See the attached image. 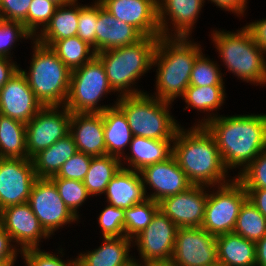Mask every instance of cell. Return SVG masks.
<instances>
[{
  "instance_id": "cell-1",
  "label": "cell",
  "mask_w": 266,
  "mask_h": 266,
  "mask_svg": "<svg viewBox=\"0 0 266 266\" xmlns=\"http://www.w3.org/2000/svg\"><path fill=\"white\" fill-rule=\"evenodd\" d=\"M212 114L197 125H204L212 134L225 167L230 170L242 166L241 172L266 149V114Z\"/></svg>"
},
{
  "instance_id": "cell-2",
  "label": "cell",
  "mask_w": 266,
  "mask_h": 266,
  "mask_svg": "<svg viewBox=\"0 0 266 266\" xmlns=\"http://www.w3.org/2000/svg\"><path fill=\"white\" fill-rule=\"evenodd\" d=\"M172 144L173 156L193 185L213 187L232 181L226 179L228 169L214 137L204 125L192 126L187 131L180 126Z\"/></svg>"
},
{
  "instance_id": "cell-3",
  "label": "cell",
  "mask_w": 266,
  "mask_h": 266,
  "mask_svg": "<svg viewBox=\"0 0 266 266\" xmlns=\"http://www.w3.org/2000/svg\"><path fill=\"white\" fill-rule=\"evenodd\" d=\"M188 37L160 36L154 53L153 66H157L156 98L172 103L183 97L190 85L192 68L202 53L200 44ZM189 40V41H188Z\"/></svg>"
},
{
  "instance_id": "cell-4",
  "label": "cell",
  "mask_w": 266,
  "mask_h": 266,
  "mask_svg": "<svg viewBox=\"0 0 266 266\" xmlns=\"http://www.w3.org/2000/svg\"><path fill=\"white\" fill-rule=\"evenodd\" d=\"M158 40L159 37L143 36L136 43L96 53L103 63L111 88L120 93L118 96L145 93L131 87L152 68Z\"/></svg>"
},
{
  "instance_id": "cell-5",
  "label": "cell",
  "mask_w": 266,
  "mask_h": 266,
  "mask_svg": "<svg viewBox=\"0 0 266 266\" xmlns=\"http://www.w3.org/2000/svg\"><path fill=\"white\" fill-rule=\"evenodd\" d=\"M33 58L30 70L19 69L43 106H64L69 91V68L49 47L33 39ZM63 104V105H62Z\"/></svg>"
},
{
  "instance_id": "cell-6",
  "label": "cell",
  "mask_w": 266,
  "mask_h": 266,
  "mask_svg": "<svg viewBox=\"0 0 266 266\" xmlns=\"http://www.w3.org/2000/svg\"><path fill=\"white\" fill-rule=\"evenodd\" d=\"M116 105L126 115L133 136L157 140H174L180 128L169 113L172 103L161 101L148 93L118 96Z\"/></svg>"
},
{
  "instance_id": "cell-7",
  "label": "cell",
  "mask_w": 266,
  "mask_h": 266,
  "mask_svg": "<svg viewBox=\"0 0 266 266\" xmlns=\"http://www.w3.org/2000/svg\"><path fill=\"white\" fill-rule=\"evenodd\" d=\"M212 39L228 71L243 81L266 84V54L246 26L241 31H213Z\"/></svg>"
},
{
  "instance_id": "cell-8",
  "label": "cell",
  "mask_w": 266,
  "mask_h": 266,
  "mask_svg": "<svg viewBox=\"0 0 266 266\" xmlns=\"http://www.w3.org/2000/svg\"><path fill=\"white\" fill-rule=\"evenodd\" d=\"M110 92H113V89L103 63L95 56L82 67L71 71L69 91L64 106L72 113H103L112 106H99L98 102Z\"/></svg>"
},
{
  "instance_id": "cell-9",
  "label": "cell",
  "mask_w": 266,
  "mask_h": 266,
  "mask_svg": "<svg viewBox=\"0 0 266 266\" xmlns=\"http://www.w3.org/2000/svg\"><path fill=\"white\" fill-rule=\"evenodd\" d=\"M217 188L215 193H208L201 225L214 236L233 233L241 206L248 199L244 186L235 177Z\"/></svg>"
},
{
  "instance_id": "cell-10",
  "label": "cell",
  "mask_w": 266,
  "mask_h": 266,
  "mask_svg": "<svg viewBox=\"0 0 266 266\" xmlns=\"http://www.w3.org/2000/svg\"><path fill=\"white\" fill-rule=\"evenodd\" d=\"M71 115L72 112L65 106H43L26 123L27 157L32 159L37 153L69 134Z\"/></svg>"
},
{
  "instance_id": "cell-11",
  "label": "cell",
  "mask_w": 266,
  "mask_h": 266,
  "mask_svg": "<svg viewBox=\"0 0 266 266\" xmlns=\"http://www.w3.org/2000/svg\"><path fill=\"white\" fill-rule=\"evenodd\" d=\"M27 203L50 237L60 226L78 220L65 205L50 178H37L34 181Z\"/></svg>"
},
{
  "instance_id": "cell-12",
  "label": "cell",
  "mask_w": 266,
  "mask_h": 266,
  "mask_svg": "<svg viewBox=\"0 0 266 266\" xmlns=\"http://www.w3.org/2000/svg\"><path fill=\"white\" fill-rule=\"evenodd\" d=\"M171 262L174 266H219L216 236L201 227L178 228Z\"/></svg>"
},
{
  "instance_id": "cell-13",
  "label": "cell",
  "mask_w": 266,
  "mask_h": 266,
  "mask_svg": "<svg viewBox=\"0 0 266 266\" xmlns=\"http://www.w3.org/2000/svg\"><path fill=\"white\" fill-rule=\"evenodd\" d=\"M36 179L32 159L0 158V210L27 203Z\"/></svg>"
},
{
  "instance_id": "cell-14",
  "label": "cell",
  "mask_w": 266,
  "mask_h": 266,
  "mask_svg": "<svg viewBox=\"0 0 266 266\" xmlns=\"http://www.w3.org/2000/svg\"><path fill=\"white\" fill-rule=\"evenodd\" d=\"M178 227L161 210L151 223L133 238L143 261H171Z\"/></svg>"
},
{
  "instance_id": "cell-15",
  "label": "cell",
  "mask_w": 266,
  "mask_h": 266,
  "mask_svg": "<svg viewBox=\"0 0 266 266\" xmlns=\"http://www.w3.org/2000/svg\"><path fill=\"white\" fill-rule=\"evenodd\" d=\"M207 186L192 185L188 190L162 199L161 210L178 228L201 227L208 198Z\"/></svg>"
},
{
  "instance_id": "cell-16",
  "label": "cell",
  "mask_w": 266,
  "mask_h": 266,
  "mask_svg": "<svg viewBox=\"0 0 266 266\" xmlns=\"http://www.w3.org/2000/svg\"><path fill=\"white\" fill-rule=\"evenodd\" d=\"M139 173L145 194L147 193L146 185L155 191L146 197L158 203L164 198L185 192L193 185L173 155L163 162L143 168Z\"/></svg>"
},
{
  "instance_id": "cell-17",
  "label": "cell",
  "mask_w": 266,
  "mask_h": 266,
  "mask_svg": "<svg viewBox=\"0 0 266 266\" xmlns=\"http://www.w3.org/2000/svg\"><path fill=\"white\" fill-rule=\"evenodd\" d=\"M0 225L20 246V252L38 248L40 239L49 238L28 203L12 205L0 210Z\"/></svg>"
},
{
  "instance_id": "cell-18",
  "label": "cell",
  "mask_w": 266,
  "mask_h": 266,
  "mask_svg": "<svg viewBox=\"0 0 266 266\" xmlns=\"http://www.w3.org/2000/svg\"><path fill=\"white\" fill-rule=\"evenodd\" d=\"M118 20L131 24L143 36L160 37L157 0H98Z\"/></svg>"
},
{
  "instance_id": "cell-19",
  "label": "cell",
  "mask_w": 266,
  "mask_h": 266,
  "mask_svg": "<svg viewBox=\"0 0 266 266\" xmlns=\"http://www.w3.org/2000/svg\"><path fill=\"white\" fill-rule=\"evenodd\" d=\"M43 107L20 70L0 89V114L28 123Z\"/></svg>"
},
{
  "instance_id": "cell-20",
  "label": "cell",
  "mask_w": 266,
  "mask_h": 266,
  "mask_svg": "<svg viewBox=\"0 0 266 266\" xmlns=\"http://www.w3.org/2000/svg\"><path fill=\"white\" fill-rule=\"evenodd\" d=\"M204 2L205 0H157L161 36L188 38ZM166 15L169 16L174 30L169 29ZM169 30L175 31L174 34Z\"/></svg>"
},
{
  "instance_id": "cell-21",
  "label": "cell",
  "mask_w": 266,
  "mask_h": 266,
  "mask_svg": "<svg viewBox=\"0 0 266 266\" xmlns=\"http://www.w3.org/2000/svg\"><path fill=\"white\" fill-rule=\"evenodd\" d=\"M69 134L78 152L93 157L106 155L102 113H72Z\"/></svg>"
},
{
  "instance_id": "cell-22",
  "label": "cell",
  "mask_w": 266,
  "mask_h": 266,
  "mask_svg": "<svg viewBox=\"0 0 266 266\" xmlns=\"http://www.w3.org/2000/svg\"><path fill=\"white\" fill-rule=\"evenodd\" d=\"M142 37L135 27L115 18L98 1L96 53L136 43Z\"/></svg>"
},
{
  "instance_id": "cell-23",
  "label": "cell",
  "mask_w": 266,
  "mask_h": 266,
  "mask_svg": "<svg viewBox=\"0 0 266 266\" xmlns=\"http://www.w3.org/2000/svg\"><path fill=\"white\" fill-rule=\"evenodd\" d=\"M109 205L127 209L147 199L139 172L121 167L104 192Z\"/></svg>"
},
{
  "instance_id": "cell-24",
  "label": "cell",
  "mask_w": 266,
  "mask_h": 266,
  "mask_svg": "<svg viewBox=\"0 0 266 266\" xmlns=\"http://www.w3.org/2000/svg\"><path fill=\"white\" fill-rule=\"evenodd\" d=\"M98 248L78 255L80 266H130L134 258L129 256L133 239L121 237H104Z\"/></svg>"
},
{
  "instance_id": "cell-25",
  "label": "cell",
  "mask_w": 266,
  "mask_h": 266,
  "mask_svg": "<svg viewBox=\"0 0 266 266\" xmlns=\"http://www.w3.org/2000/svg\"><path fill=\"white\" fill-rule=\"evenodd\" d=\"M173 141L133 136L129 144L132 153L124 157L129 163L126 169L139 172L149 165L167 160L173 155V146H171Z\"/></svg>"
},
{
  "instance_id": "cell-26",
  "label": "cell",
  "mask_w": 266,
  "mask_h": 266,
  "mask_svg": "<svg viewBox=\"0 0 266 266\" xmlns=\"http://www.w3.org/2000/svg\"><path fill=\"white\" fill-rule=\"evenodd\" d=\"M77 2V0H72L65 5L58 6L48 24L38 32L39 34L34 39L40 44L50 47L56 40L77 36L79 23Z\"/></svg>"
},
{
  "instance_id": "cell-27",
  "label": "cell",
  "mask_w": 266,
  "mask_h": 266,
  "mask_svg": "<svg viewBox=\"0 0 266 266\" xmlns=\"http://www.w3.org/2000/svg\"><path fill=\"white\" fill-rule=\"evenodd\" d=\"M219 266H256L255 242L235 233L216 236Z\"/></svg>"
},
{
  "instance_id": "cell-28",
  "label": "cell",
  "mask_w": 266,
  "mask_h": 266,
  "mask_svg": "<svg viewBox=\"0 0 266 266\" xmlns=\"http://www.w3.org/2000/svg\"><path fill=\"white\" fill-rule=\"evenodd\" d=\"M102 117L106 155L123 159L124 149L133 137L126 115L115 103L102 113Z\"/></svg>"
},
{
  "instance_id": "cell-29",
  "label": "cell",
  "mask_w": 266,
  "mask_h": 266,
  "mask_svg": "<svg viewBox=\"0 0 266 266\" xmlns=\"http://www.w3.org/2000/svg\"><path fill=\"white\" fill-rule=\"evenodd\" d=\"M77 152L73 137L67 134L32 158L36 177L51 178L56 176L62 165Z\"/></svg>"
},
{
  "instance_id": "cell-30",
  "label": "cell",
  "mask_w": 266,
  "mask_h": 266,
  "mask_svg": "<svg viewBox=\"0 0 266 266\" xmlns=\"http://www.w3.org/2000/svg\"><path fill=\"white\" fill-rule=\"evenodd\" d=\"M0 158L26 159V123L0 114Z\"/></svg>"
},
{
  "instance_id": "cell-31",
  "label": "cell",
  "mask_w": 266,
  "mask_h": 266,
  "mask_svg": "<svg viewBox=\"0 0 266 266\" xmlns=\"http://www.w3.org/2000/svg\"><path fill=\"white\" fill-rule=\"evenodd\" d=\"M121 162L120 158L111 155L92 157L89 170L83 180L90 196L104 194L110 180L123 167Z\"/></svg>"
},
{
  "instance_id": "cell-32",
  "label": "cell",
  "mask_w": 266,
  "mask_h": 266,
  "mask_svg": "<svg viewBox=\"0 0 266 266\" xmlns=\"http://www.w3.org/2000/svg\"><path fill=\"white\" fill-rule=\"evenodd\" d=\"M50 48L70 71L82 67L96 56L93 47L78 36L56 40Z\"/></svg>"
},
{
  "instance_id": "cell-33",
  "label": "cell",
  "mask_w": 266,
  "mask_h": 266,
  "mask_svg": "<svg viewBox=\"0 0 266 266\" xmlns=\"http://www.w3.org/2000/svg\"><path fill=\"white\" fill-rule=\"evenodd\" d=\"M233 233L253 242L266 235V218L248 199L241 206Z\"/></svg>"
},
{
  "instance_id": "cell-34",
  "label": "cell",
  "mask_w": 266,
  "mask_h": 266,
  "mask_svg": "<svg viewBox=\"0 0 266 266\" xmlns=\"http://www.w3.org/2000/svg\"><path fill=\"white\" fill-rule=\"evenodd\" d=\"M224 86H195L189 85L186 88L183 99L187 107L197 109L199 111H217L223 103L225 98Z\"/></svg>"
},
{
  "instance_id": "cell-35",
  "label": "cell",
  "mask_w": 266,
  "mask_h": 266,
  "mask_svg": "<svg viewBox=\"0 0 266 266\" xmlns=\"http://www.w3.org/2000/svg\"><path fill=\"white\" fill-rule=\"evenodd\" d=\"M158 210L159 203L148 198L141 203L125 209V237L133 239L137 236L151 223L153 216Z\"/></svg>"
},
{
  "instance_id": "cell-36",
  "label": "cell",
  "mask_w": 266,
  "mask_h": 266,
  "mask_svg": "<svg viewBox=\"0 0 266 266\" xmlns=\"http://www.w3.org/2000/svg\"><path fill=\"white\" fill-rule=\"evenodd\" d=\"M56 185L59 195L68 209L79 218L77 209L90 195L83 181L64 178H50Z\"/></svg>"
},
{
  "instance_id": "cell-37",
  "label": "cell",
  "mask_w": 266,
  "mask_h": 266,
  "mask_svg": "<svg viewBox=\"0 0 266 266\" xmlns=\"http://www.w3.org/2000/svg\"><path fill=\"white\" fill-rule=\"evenodd\" d=\"M214 61L205 58L201 53L194 62L191 76L190 85L195 86H223L222 73Z\"/></svg>"
},
{
  "instance_id": "cell-38",
  "label": "cell",
  "mask_w": 266,
  "mask_h": 266,
  "mask_svg": "<svg viewBox=\"0 0 266 266\" xmlns=\"http://www.w3.org/2000/svg\"><path fill=\"white\" fill-rule=\"evenodd\" d=\"M58 5L50 0H32L27 18L22 22L27 31L35 38L37 31L43 30L48 24ZM37 30V31H36Z\"/></svg>"
},
{
  "instance_id": "cell-39",
  "label": "cell",
  "mask_w": 266,
  "mask_h": 266,
  "mask_svg": "<svg viewBox=\"0 0 266 266\" xmlns=\"http://www.w3.org/2000/svg\"><path fill=\"white\" fill-rule=\"evenodd\" d=\"M235 178L244 189H266V149Z\"/></svg>"
},
{
  "instance_id": "cell-40",
  "label": "cell",
  "mask_w": 266,
  "mask_h": 266,
  "mask_svg": "<svg viewBox=\"0 0 266 266\" xmlns=\"http://www.w3.org/2000/svg\"><path fill=\"white\" fill-rule=\"evenodd\" d=\"M98 19V0L94 5H79L77 36L93 47L96 52V29Z\"/></svg>"
},
{
  "instance_id": "cell-41",
  "label": "cell",
  "mask_w": 266,
  "mask_h": 266,
  "mask_svg": "<svg viewBox=\"0 0 266 266\" xmlns=\"http://www.w3.org/2000/svg\"><path fill=\"white\" fill-rule=\"evenodd\" d=\"M19 38L30 40L34 37L27 31L24 24L19 21H6L0 19V57L9 58L12 45L18 41ZM10 50V51H9Z\"/></svg>"
},
{
  "instance_id": "cell-42",
  "label": "cell",
  "mask_w": 266,
  "mask_h": 266,
  "mask_svg": "<svg viewBox=\"0 0 266 266\" xmlns=\"http://www.w3.org/2000/svg\"><path fill=\"white\" fill-rule=\"evenodd\" d=\"M124 216L125 209L107 205L98 217L103 237L125 236Z\"/></svg>"
},
{
  "instance_id": "cell-43",
  "label": "cell",
  "mask_w": 266,
  "mask_h": 266,
  "mask_svg": "<svg viewBox=\"0 0 266 266\" xmlns=\"http://www.w3.org/2000/svg\"><path fill=\"white\" fill-rule=\"evenodd\" d=\"M92 157L85 153L77 152L62 165L57 175L51 178L83 181L89 170Z\"/></svg>"
},
{
  "instance_id": "cell-44",
  "label": "cell",
  "mask_w": 266,
  "mask_h": 266,
  "mask_svg": "<svg viewBox=\"0 0 266 266\" xmlns=\"http://www.w3.org/2000/svg\"><path fill=\"white\" fill-rule=\"evenodd\" d=\"M26 266H80L78 257L64 262L57 255L40 250V248H29L20 253Z\"/></svg>"
},
{
  "instance_id": "cell-45",
  "label": "cell",
  "mask_w": 266,
  "mask_h": 266,
  "mask_svg": "<svg viewBox=\"0 0 266 266\" xmlns=\"http://www.w3.org/2000/svg\"><path fill=\"white\" fill-rule=\"evenodd\" d=\"M32 0H0V19L23 22Z\"/></svg>"
},
{
  "instance_id": "cell-46",
  "label": "cell",
  "mask_w": 266,
  "mask_h": 266,
  "mask_svg": "<svg viewBox=\"0 0 266 266\" xmlns=\"http://www.w3.org/2000/svg\"><path fill=\"white\" fill-rule=\"evenodd\" d=\"M13 240L6 230L0 225V261H16L17 250L19 248L13 246Z\"/></svg>"
},
{
  "instance_id": "cell-47",
  "label": "cell",
  "mask_w": 266,
  "mask_h": 266,
  "mask_svg": "<svg viewBox=\"0 0 266 266\" xmlns=\"http://www.w3.org/2000/svg\"><path fill=\"white\" fill-rule=\"evenodd\" d=\"M250 31L254 42L266 52V19L245 25Z\"/></svg>"
},
{
  "instance_id": "cell-48",
  "label": "cell",
  "mask_w": 266,
  "mask_h": 266,
  "mask_svg": "<svg viewBox=\"0 0 266 266\" xmlns=\"http://www.w3.org/2000/svg\"><path fill=\"white\" fill-rule=\"evenodd\" d=\"M10 58L0 57V89L17 73L18 65Z\"/></svg>"
},
{
  "instance_id": "cell-49",
  "label": "cell",
  "mask_w": 266,
  "mask_h": 266,
  "mask_svg": "<svg viewBox=\"0 0 266 266\" xmlns=\"http://www.w3.org/2000/svg\"><path fill=\"white\" fill-rule=\"evenodd\" d=\"M248 200L266 218V189H245Z\"/></svg>"
},
{
  "instance_id": "cell-50",
  "label": "cell",
  "mask_w": 266,
  "mask_h": 266,
  "mask_svg": "<svg viewBox=\"0 0 266 266\" xmlns=\"http://www.w3.org/2000/svg\"><path fill=\"white\" fill-rule=\"evenodd\" d=\"M216 6H219L220 9H224L226 11H231L235 13L237 16L238 14L244 15L243 13L246 10L247 0H210Z\"/></svg>"
},
{
  "instance_id": "cell-51",
  "label": "cell",
  "mask_w": 266,
  "mask_h": 266,
  "mask_svg": "<svg viewBox=\"0 0 266 266\" xmlns=\"http://www.w3.org/2000/svg\"><path fill=\"white\" fill-rule=\"evenodd\" d=\"M256 266H266V235L255 242Z\"/></svg>"
},
{
  "instance_id": "cell-52",
  "label": "cell",
  "mask_w": 266,
  "mask_h": 266,
  "mask_svg": "<svg viewBox=\"0 0 266 266\" xmlns=\"http://www.w3.org/2000/svg\"><path fill=\"white\" fill-rule=\"evenodd\" d=\"M143 264H142V263ZM139 263L138 266H174L171 261H142Z\"/></svg>"
},
{
  "instance_id": "cell-53",
  "label": "cell",
  "mask_w": 266,
  "mask_h": 266,
  "mask_svg": "<svg viewBox=\"0 0 266 266\" xmlns=\"http://www.w3.org/2000/svg\"><path fill=\"white\" fill-rule=\"evenodd\" d=\"M50 1L56 3L58 6H60V5L67 4V3L71 2L72 0H50Z\"/></svg>"
},
{
  "instance_id": "cell-54",
  "label": "cell",
  "mask_w": 266,
  "mask_h": 266,
  "mask_svg": "<svg viewBox=\"0 0 266 266\" xmlns=\"http://www.w3.org/2000/svg\"><path fill=\"white\" fill-rule=\"evenodd\" d=\"M15 261H0V266H14Z\"/></svg>"
},
{
  "instance_id": "cell-55",
  "label": "cell",
  "mask_w": 266,
  "mask_h": 266,
  "mask_svg": "<svg viewBox=\"0 0 266 266\" xmlns=\"http://www.w3.org/2000/svg\"><path fill=\"white\" fill-rule=\"evenodd\" d=\"M130 266H138V260L134 259V263H132Z\"/></svg>"
}]
</instances>
